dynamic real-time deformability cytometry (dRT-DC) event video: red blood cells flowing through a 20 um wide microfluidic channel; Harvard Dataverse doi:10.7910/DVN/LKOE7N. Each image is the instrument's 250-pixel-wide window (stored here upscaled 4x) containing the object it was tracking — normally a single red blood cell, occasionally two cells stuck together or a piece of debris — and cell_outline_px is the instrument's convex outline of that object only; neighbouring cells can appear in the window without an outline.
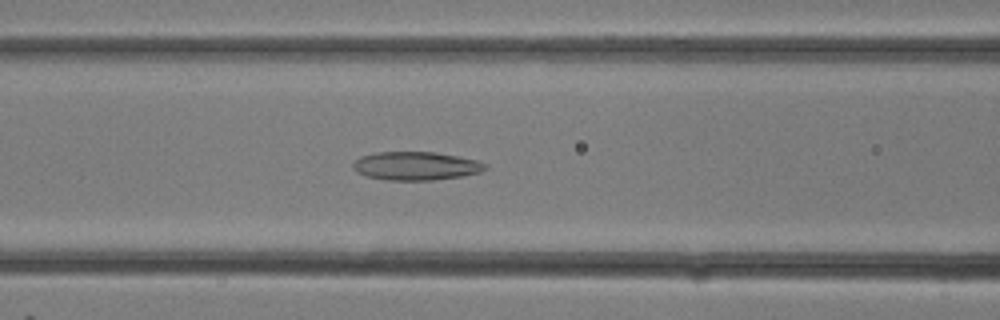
{"species": "common noctule bat (a hibernating species)", "species_latin": "Nyctalus noctula", "temperature_condition": "room temperature", "stored_images_in_passage": 29, "camera_frame_rate_fps": 3000, "um_per_image_px": 0.085, "animal": {"sex": "female"}, "frame": {"image": 1, "passage_image": 12, "time_ms": 3.667, "image_size_px": [1000, 320], "cell_outline_px": [[488, 168], [480, 172], [464, 176], [432, 180], [388, 180], [368, 176], [356, 172], [352, 168], [352, 164], [360, 156], [376, 152], [436, 152], [476, 160], [488, 164]], "centroid_in_image_um": [35.36, 14.1], "position_along_channel_um": 131.2, "area_um2": 21.96}}
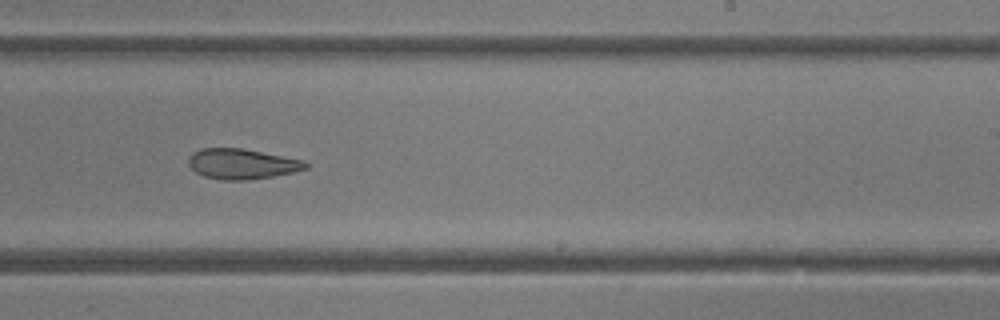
{"frame": {"image": 2, "passage_image": 18, "time_ms": 5.667, "image_size_px": [1000, 320], "cell_outline_px": [[308, 168], [292, 172], [272, 176], [248, 180], [224, 180], [204, 176], [196, 172], [188, 164], [188, 156], [192, 152], [200, 148], [240, 148], [304, 160], [308, 164]], "centroid_in_image_um": [20.53, 13.93], "position_along_channel_um": 268.5, "area_um2": 20.58}}
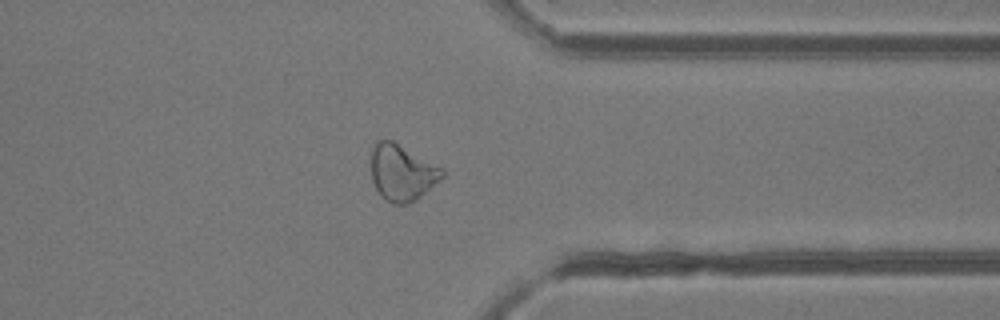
{"frame": {"image": 3, "passage_image": 23, "time_ms": 7.333, "image_size_px": [1000, 320], "cell_outline_px": [[444, 176], [416, 200], [408, 204], [396, 204], [380, 196], [372, 180], [372, 148], [376, 140], [392, 140], [440, 168], [444, 172]], "centroid_in_image_um": [34.13, 14.68], "position_along_channel_um": 377.3, "area_um2": 22.72}}